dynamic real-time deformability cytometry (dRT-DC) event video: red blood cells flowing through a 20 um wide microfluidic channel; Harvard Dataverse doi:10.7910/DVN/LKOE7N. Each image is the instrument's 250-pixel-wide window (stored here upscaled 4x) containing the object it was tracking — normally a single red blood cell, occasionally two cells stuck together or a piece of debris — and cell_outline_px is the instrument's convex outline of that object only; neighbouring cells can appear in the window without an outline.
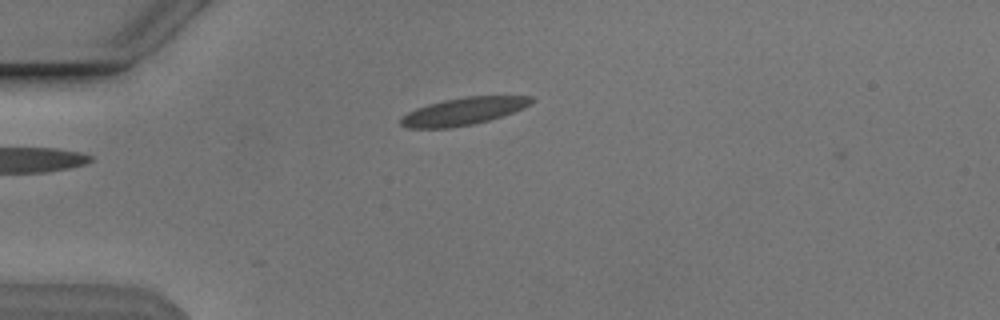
{"species": "Egyptian fruit bat (a non-hibernating species)", "species_latin": "Rousettus aegyptiacus", "temperature_condition": "cold", "stored_images_in_passage": 2, "camera_frame_rate_fps": 3000, "um_per_image_px": 0.085, "animal": {"sex": "male"}, "frame": {"image": 1, "passage_image": 1, "time_ms": 0.0, "image_size_px": [1000, 320], "cell_outline_px": [[536, 100], [524, 108], [488, 120], [472, 124], [452, 128], [408, 128], [400, 124], [400, 120], [408, 112], [416, 108], [428, 104], [444, 100], [464, 96], [532, 96]], "centroid_in_image_um": [39.39, 9.45], "position_along_channel_um": 45.6, "area_um2": 20.75}}